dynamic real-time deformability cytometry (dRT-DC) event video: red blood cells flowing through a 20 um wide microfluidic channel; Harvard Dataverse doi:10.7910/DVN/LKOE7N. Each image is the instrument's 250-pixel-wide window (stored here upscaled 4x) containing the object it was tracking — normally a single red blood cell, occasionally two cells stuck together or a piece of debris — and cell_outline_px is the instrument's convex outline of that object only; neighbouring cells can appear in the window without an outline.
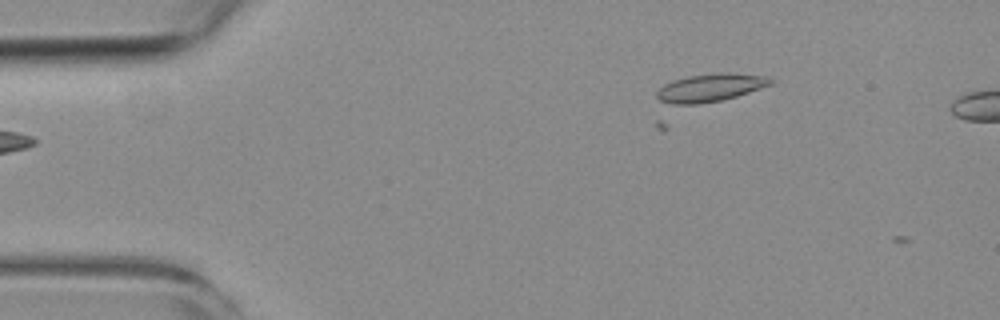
{"species": "common noctule bat (a hibernating species)", "species_latin": "Nyctalus noctula", "temperature_condition": "room temperature", "stored_images_in_passage": 4, "camera_frame_rate_fps": 3000, "um_per_image_px": 0.085, "animal": {"sex": "female", "body_mass_g": 19.3, "forearm_length_mm": 54.1}, "frame": {"image": 1, "passage_image": 2, "time_ms": 2.0, "image_size_px": [1000, 320], "cell_outline_px": [[776, 80], [772, 84], [736, 96], [720, 100], [696, 104], [672, 104], [660, 100], [656, 96], [656, 92], [664, 84], [672, 80], [688, 76], [720, 72], [728, 72], [764, 76]], "centroid_in_image_um": [60.37, 7.44], "position_along_channel_um": 24.6, "area_um2": 18.38}}